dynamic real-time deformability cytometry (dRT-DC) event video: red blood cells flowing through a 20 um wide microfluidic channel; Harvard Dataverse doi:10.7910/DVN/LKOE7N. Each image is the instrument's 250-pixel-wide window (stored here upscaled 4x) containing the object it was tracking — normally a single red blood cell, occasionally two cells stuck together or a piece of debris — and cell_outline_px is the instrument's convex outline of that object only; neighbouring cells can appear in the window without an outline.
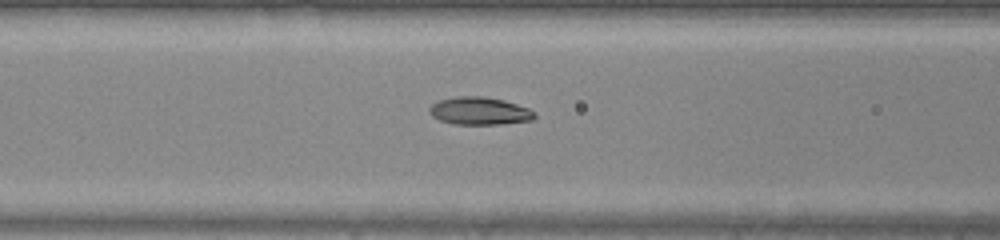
{"species": "common noctule bat (a hibernating species)", "species_latin": "Nyctalus noctula", "temperature_condition": "warm", "stored_images_in_passage": 34, "camera_frame_rate_fps": 3000, "um_per_image_px": 0.085, "animal": {"sex": "male", "body_mass_g": 20.0, "forearm_length_mm": 53.3}, "frame": {"image": 1, "passage_image": 8, "time_ms": 2.333, "image_size_px": [1000, 240], "cell_outline_px": [[536, 116], [532, 120], [500, 124], [452, 124], [440, 120], [432, 116], [428, 112], [428, 108], [432, 104], [440, 100], [456, 96], [484, 96], [504, 100], [528, 108]], "centroid_in_image_um": [40.72, 9.43], "position_along_channel_um": 125.9, "area_um2": 16.94}}
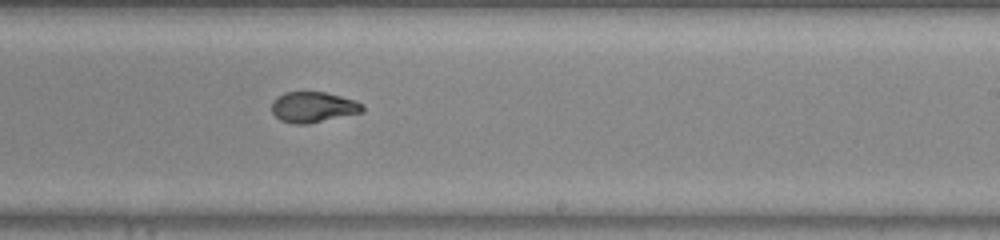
{"frame": {"image": 2, "passage_image": 17, "time_ms": 5.333, "image_size_px": [1000, 240], "cell_outline_px": [[364, 112], [308, 124], [292, 124], [280, 120], [272, 112], [272, 100], [276, 96], [284, 92], [324, 92], [356, 100], [364, 104]], "centroid_in_image_um": [26.62, 9.1], "position_along_channel_um": 262.4, "area_um2": 16.42}}
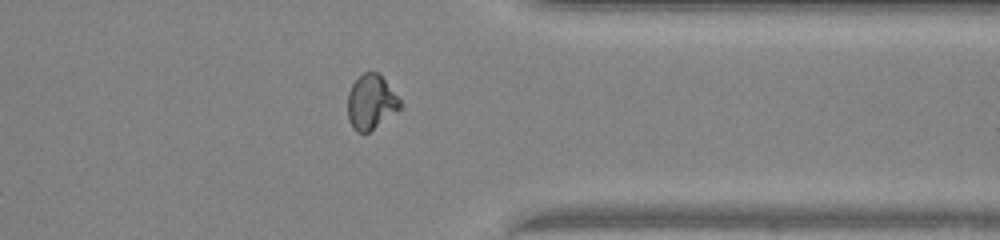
{"frame": {"image": 3, "passage_image": 25, "time_ms": 8.0, "image_size_px": [1000, 240], "cell_outline_px": [[400, 108], [368, 132], [356, 132], [352, 128], [348, 120], [348, 92], [352, 84], [364, 72], [380, 72], [400, 100]], "centroid_in_image_um": [31.51, 8.65], "position_along_channel_um": 379.9, "area_um2": 16.47}}